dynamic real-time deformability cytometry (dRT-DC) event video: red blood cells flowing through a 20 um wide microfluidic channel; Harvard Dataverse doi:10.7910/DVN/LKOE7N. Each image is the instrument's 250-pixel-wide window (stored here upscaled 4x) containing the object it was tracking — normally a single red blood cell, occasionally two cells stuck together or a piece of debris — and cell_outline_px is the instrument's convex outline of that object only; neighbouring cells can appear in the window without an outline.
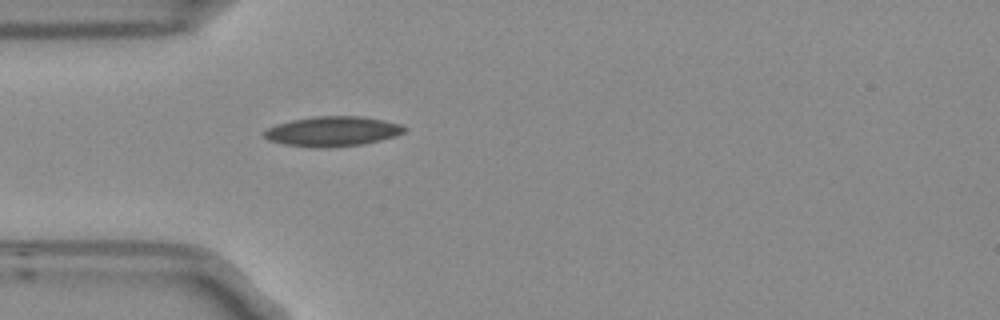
{"species": "Egyptian fruit bat (a non-hibernating species)", "species_latin": "Rousettus aegyptiacus", "temperature_condition": "room temperature", "stored_images_in_passage": 1, "camera_frame_rate_fps": 3000, "um_per_image_px": 0.085, "frame": {"image": 1, "passage_image": 1, "time_ms": 0.0, "image_size_px": [1000, 320], "cell_outline_px": [[408, 128], [404, 132], [396, 136], [380, 140], [360, 144], [328, 148], [324, 148], [284, 144], [268, 140], [264, 136], [264, 132], [268, 128], [276, 124], [292, 120], [316, 116], [360, 116], [384, 120], [400, 124]], "centroid_in_image_um": [28.28, 11.16], "position_along_channel_um": 56.7, "area_um2": 24.28}}